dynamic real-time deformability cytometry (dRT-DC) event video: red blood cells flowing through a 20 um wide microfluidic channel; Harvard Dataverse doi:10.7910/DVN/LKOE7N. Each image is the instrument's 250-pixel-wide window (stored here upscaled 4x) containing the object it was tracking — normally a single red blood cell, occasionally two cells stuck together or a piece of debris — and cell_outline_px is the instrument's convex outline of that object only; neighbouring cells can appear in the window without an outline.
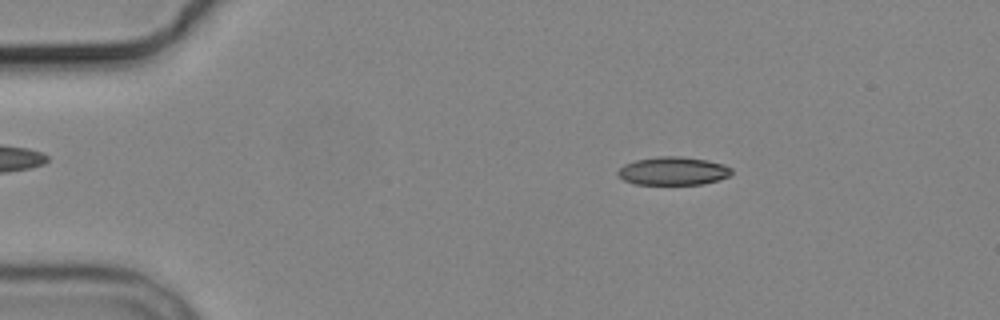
{"species": "common noctule bat (a hibernating species)", "species_latin": "Nyctalus noctula", "temperature_condition": "cold", "stored_images_in_passage": 5, "camera_frame_rate_fps": 3000, "um_per_image_px": 0.085, "animal": {"sex": "male", "body_mass_g": 19.2, "forearm_length_mm": 51.8}, "frame": {"image": 1, "passage_image": 2, "time_ms": 1.0, "image_size_px": [1000, 320], "cell_outline_px": [[732, 172], [728, 176], [704, 184], [636, 184], [624, 180], [616, 172], [624, 164], [636, 160], [660, 156], [680, 156], [708, 160], [724, 164], [732, 168]], "centroid_in_image_um": [57.22, 14.52], "position_along_channel_um": 27.8, "area_um2": 18.61}}
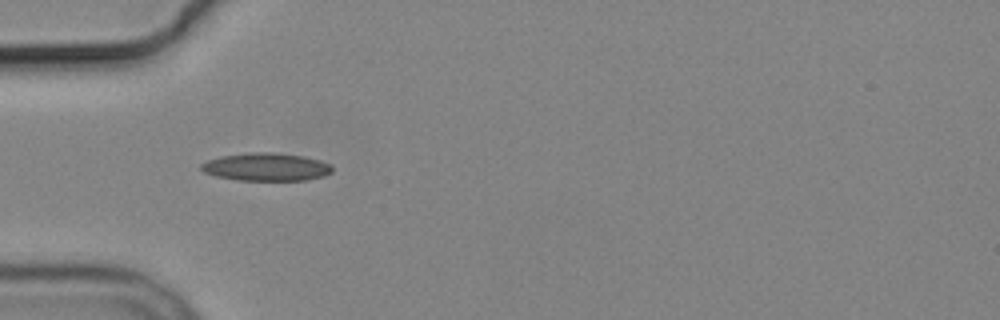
{"frame": {"image": 2, "passage_image": 4, "time_ms": 3.667, "image_size_px": [1000, 320], "cell_outline_px": [[332, 172], [324, 176], [304, 180], [240, 180], [216, 176], [204, 172], [200, 168], [200, 164], [208, 160], [220, 156], [248, 152], [272, 152], [304, 156], [320, 160], [332, 164]], "centroid_in_image_um": [22.64, 14.18], "position_along_channel_um": 62.4, "area_um2": 21.39}}
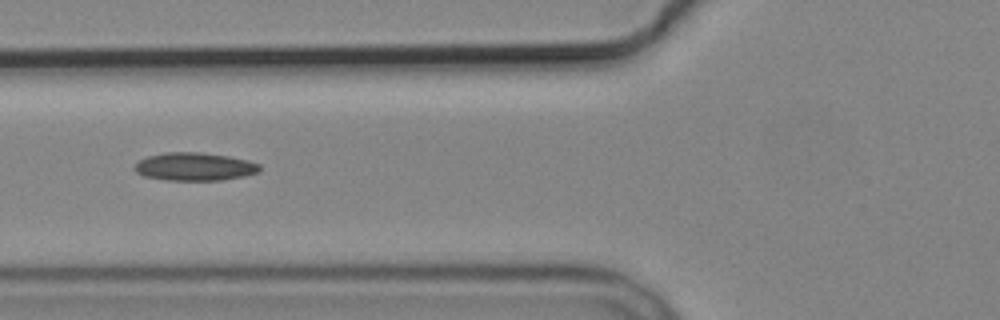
{"frame": {"image": 3, "passage_image": 5, "time_ms": 5.0, "image_size_px": [1000, 320], "cell_outline_px": [[260, 172], [244, 176], [220, 180], [168, 180], [144, 176], [136, 172], [132, 168], [140, 160], [148, 156], [168, 152], [200, 152], [228, 156], [248, 160], [260, 164]], "centroid_in_image_um": [16.55, 14.16], "position_along_channel_um": 109.2, "area_um2": 20.4}}